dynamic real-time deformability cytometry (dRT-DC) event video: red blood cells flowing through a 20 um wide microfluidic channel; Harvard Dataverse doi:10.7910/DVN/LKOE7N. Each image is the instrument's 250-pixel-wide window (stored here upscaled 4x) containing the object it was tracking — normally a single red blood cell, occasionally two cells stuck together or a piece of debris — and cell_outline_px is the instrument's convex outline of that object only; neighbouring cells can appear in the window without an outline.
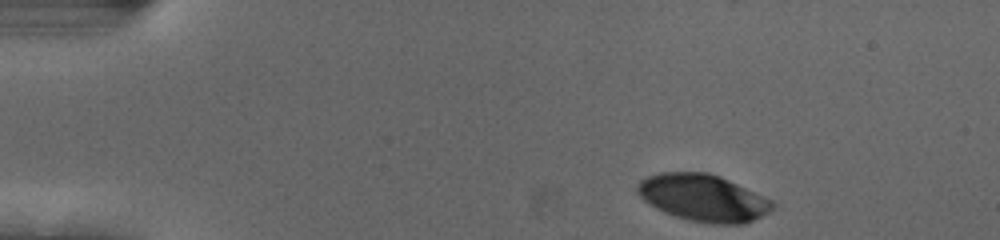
{"species": "human", "species_latin": "Homo sapiens", "temperature_condition": "cold", "stored_images_in_passage": 39, "camera_frame_rate_fps": 3000, "um_per_image_px": 0.085, "donor": {"sex": "female"}, "frame": {"image": 1, "passage_image": 1, "time_ms": 0.0, "image_size_px": [1000, 240], "cell_outline_px": [[776, 204], [768, 212], [744, 224], [716, 224], [688, 220], [664, 212], [656, 208], [644, 200], [636, 192], [636, 184], [640, 180], [648, 176], [660, 172], [708, 172], [720, 176], [772, 200]], "centroid_in_image_um": [59.74, 16.81], "position_along_channel_um": 25.3, "area_um2": 36.82}}
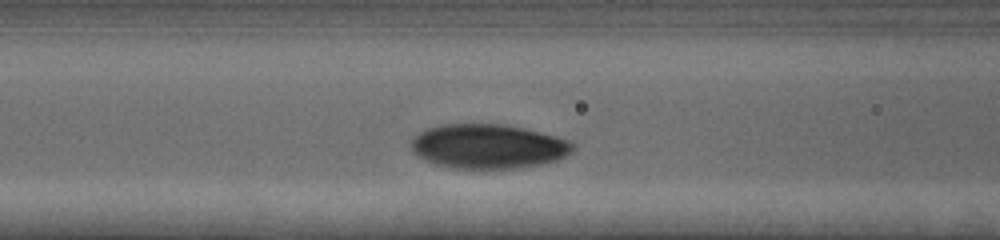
{"frame": {"image": 2, "passage_image": 16, "time_ms": 5.0, "image_size_px": [1000, 240], "cell_outline_px": [[576, 148], [572, 152], [556, 160], [540, 164], [520, 168], [452, 168], [436, 164], [424, 160], [412, 152], [408, 144], [408, 140], [420, 132], [428, 128], [440, 124], [500, 124], [520, 128], [572, 140]], "centroid_in_image_um": [41.44, 12.44], "position_along_channel_um": 125.2, "area_um2": 41.96}}
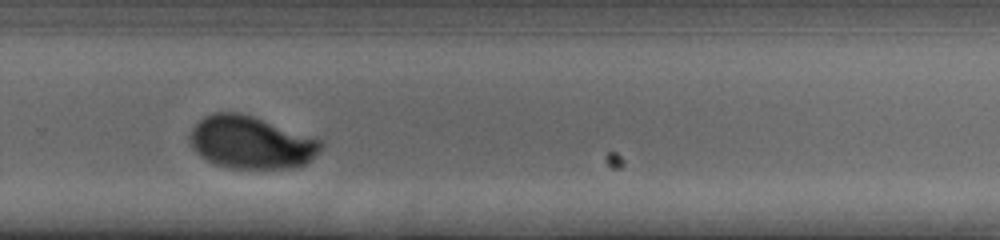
{"frame": {"image": 3, "passage_image": 31, "time_ms": 10.0, "image_size_px": [1000, 240], "cell_outline_px": [[324, 144], [308, 164], [288, 168], [232, 168], [216, 164], [200, 156], [192, 148], [188, 140], [192, 128], [204, 116], [216, 112], [240, 112], [324, 140]], "centroid_in_image_um": [21.34, 12.1], "position_along_channel_um": 308.5, "area_um2": 40.17}, "authors_computed_cell_mechanics": {"area_um2": 40.3444, "velocity_mm_per_s": 3.6898, "shape_relaxation_time_tau1_ms": 3.3198, "shape_relaxation_time_tau2_ms": null, "deformation_change_tau1": 0.1668, "deformation_change_tau2": null}}